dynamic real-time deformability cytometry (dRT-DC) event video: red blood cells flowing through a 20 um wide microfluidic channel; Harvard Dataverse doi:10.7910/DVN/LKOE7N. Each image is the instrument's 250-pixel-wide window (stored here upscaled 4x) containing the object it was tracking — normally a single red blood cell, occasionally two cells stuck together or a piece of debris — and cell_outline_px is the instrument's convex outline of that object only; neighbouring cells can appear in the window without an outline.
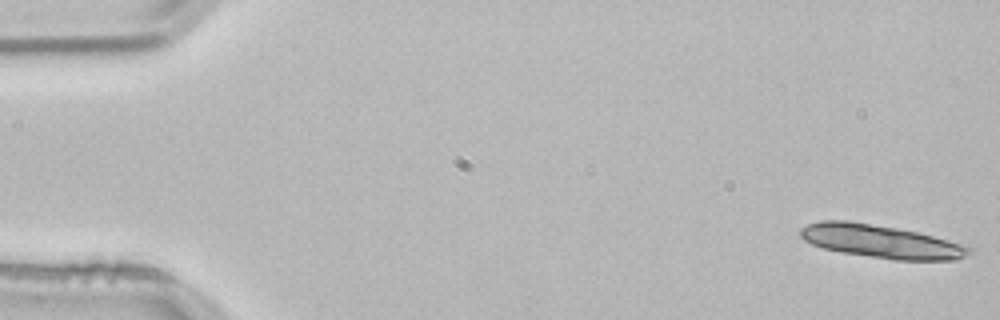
{"species": "common noctule bat (a hibernating species)", "species_latin": "Nyctalus noctula", "temperature_condition": "room temperature", "stored_images_in_passage": 14, "camera_frame_rate_fps": 3000, "um_per_image_px": 0.085, "animal": {"sex": "male", "body_mass_g": 21.5, "forearm_length_mm": 52.0}, "frame": {"image": 1, "passage_image": 1, "time_ms": 0.0, "image_size_px": [1000, 320], "cell_outline_px": [[972, 252], [956, 260], [896, 260], [840, 252], [824, 248], [812, 244], [804, 240], [800, 236], [800, 228], [808, 224], [820, 220], [848, 220], [896, 228], [916, 232], [968, 244], [972, 248]], "centroid_in_image_um": [74.91, 20.52], "position_along_channel_um": 10.1, "area_um2": 32.71}}